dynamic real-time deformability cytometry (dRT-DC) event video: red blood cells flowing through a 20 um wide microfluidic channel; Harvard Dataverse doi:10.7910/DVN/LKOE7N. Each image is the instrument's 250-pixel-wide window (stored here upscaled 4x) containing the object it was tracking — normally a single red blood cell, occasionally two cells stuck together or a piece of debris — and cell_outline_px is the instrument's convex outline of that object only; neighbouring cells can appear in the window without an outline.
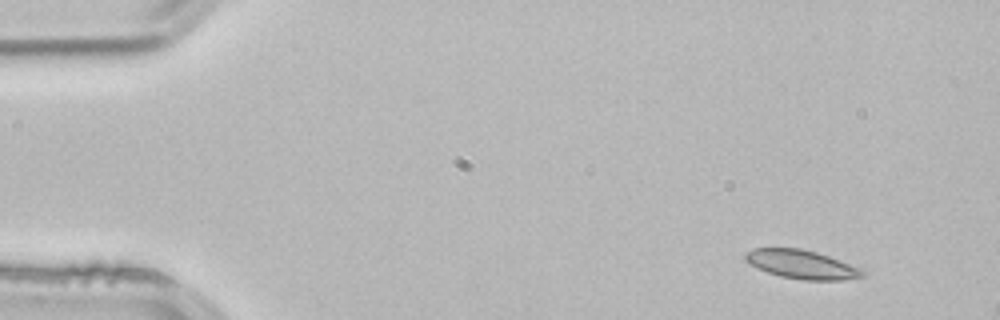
{"species": "common noctule bat (a hibernating species)", "species_latin": "Nyctalus noctula", "temperature_condition": "room temperature", "stored_images_in_passage": 4, "camera_frame_rate_fps": 3000, "um_per_image_px": 0.085, "animal": {"sex": "male", "body_mass_g": 21.5, "forearm_length_mm": 52.0}, "frame": {"image": 1, "passage_image": 1, "time_ms": 0.0, "image_size_px": [1000, 320], "cell_outline_px": [[868, 276], [844, 280], [804, 280], [780, 276], [756, 268], [744, 260], [744, 252], [752, 248], [800, 248], [816, 252], [828, 256], [860, 268], [868, 272]], "centroid_in_image_um": [68.14, 22.48], "position_along_channel_um": 16.9, "area_um2": 19.83}}